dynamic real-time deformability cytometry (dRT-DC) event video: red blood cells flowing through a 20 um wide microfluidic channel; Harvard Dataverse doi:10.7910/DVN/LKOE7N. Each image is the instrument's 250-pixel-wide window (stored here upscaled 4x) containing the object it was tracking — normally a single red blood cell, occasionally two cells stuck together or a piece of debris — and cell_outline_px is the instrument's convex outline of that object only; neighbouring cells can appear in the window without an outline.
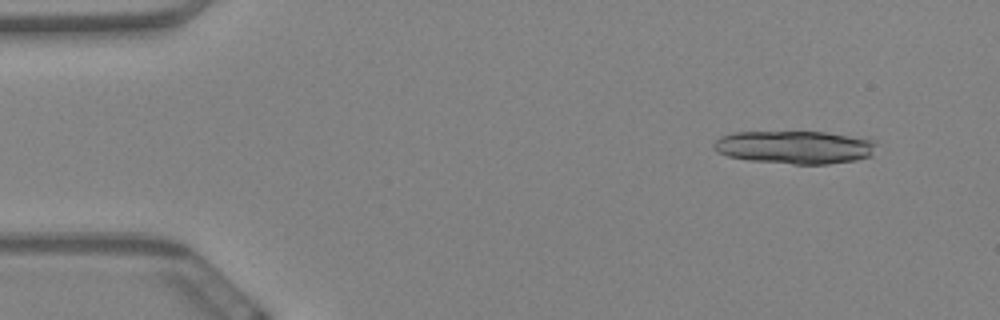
{"species": "Egyptian fruit bat (a non-hibernating species)", "species_latin": "Rousettus aegyptiacus", "temperature_condition": "warm", "stored_images_in_passage": 44, "camera_frame_rate_fps": 3000, "um_per_image_px": 0.085, "animal": {"sex": "female"}, "frame": {"image": 1, "passage_image": 5, "time_ms": 1.333, "image_size_px": [1000, 320], "cell_outline_px": [[880, 144], [872, 156], [856, 160], [828, 164], [792, 164], [748, 160], [728, 156], [712, 148], [712, 144], [720, 136], [736, 132], [824, 132], [868, 136], [876, 140]], "centroid_in_image_um": [67.69, 12.5], "position_along_channel_um": 17.3, "area_um2": 32.08}}
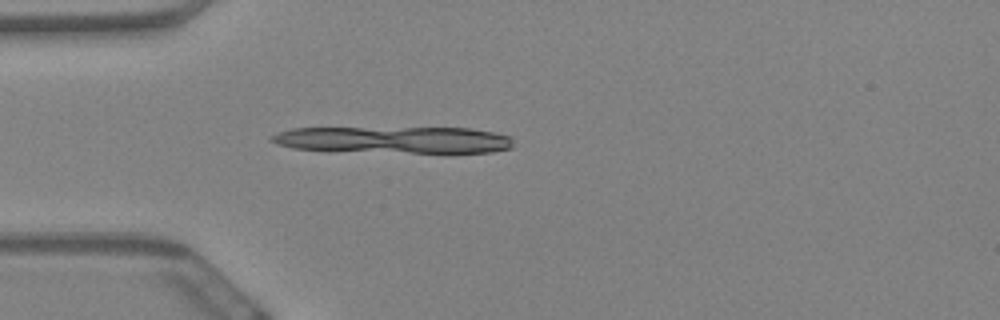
{"frame": {"image": 2, "passage_image": 16, "time_ms": 5.0, "image_size_px": [1000, 320], "cell_outline_px": [[512, 148], [492, 152], [412, 152], [292, 148], [276, 144], [268, 140], [268, 136], [292, 128], [468, 128], [492, 132], [512, 136]], "centroid_in_image_um": [33.51, 11.87], "position_along_channel_um": 51.5, "area_um2": 37.11}}